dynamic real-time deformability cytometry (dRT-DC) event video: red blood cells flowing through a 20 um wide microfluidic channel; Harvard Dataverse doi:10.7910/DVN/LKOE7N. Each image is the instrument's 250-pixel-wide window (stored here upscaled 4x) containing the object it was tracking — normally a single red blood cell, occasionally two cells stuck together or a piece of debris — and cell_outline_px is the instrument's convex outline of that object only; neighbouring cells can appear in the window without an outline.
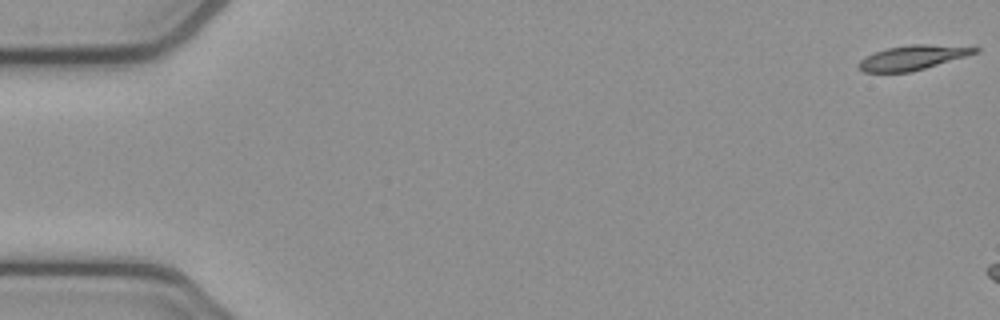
{"species": "common noctule bat (a hibernating species)", "species_latin": "Nyctalus noctula", "temperature_condition": "cold", "stored_images_in_passage": 7, "camera_frame_rate_fps": 3000, "um_per_image_px": 0.085, "animal": {"sex": "female", "body_mass_g": 21.9}, "frame": {"image": 1, "passage_image": 1, "time_ms": 0.0, "image_size_px": [1000, 320], "cell_outline_px": [[980, 52], [912, 72], [864, 72], [856, 68], [856, 64], [860, 60], [876, 52], [888, 48], [912, 44], [924, 44], [980, 48]], "centroid_in_image_um": [77.55, 4.91], "position_along_channel_um": 7.4, "area_um2": 16.47}}